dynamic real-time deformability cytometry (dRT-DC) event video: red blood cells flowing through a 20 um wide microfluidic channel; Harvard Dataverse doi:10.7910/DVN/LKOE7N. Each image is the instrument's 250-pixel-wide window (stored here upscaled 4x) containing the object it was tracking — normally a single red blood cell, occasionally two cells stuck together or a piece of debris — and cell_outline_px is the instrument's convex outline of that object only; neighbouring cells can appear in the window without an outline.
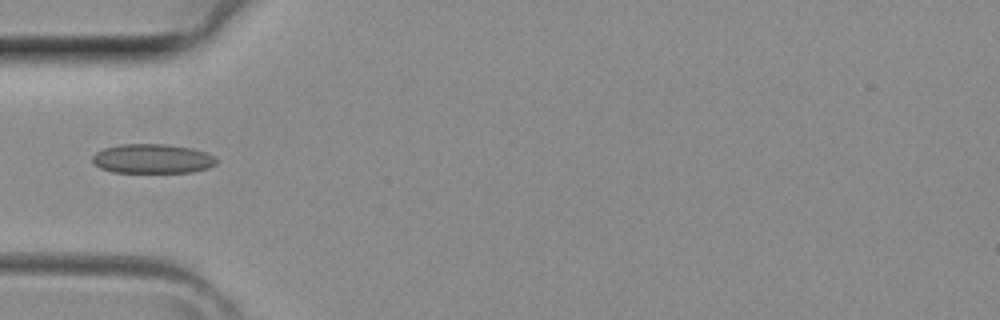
{"species": "common noctule bat (a hibernating species)", "species_latin": "Nyctalus noctula", "temperature_condition": "room temperature", "stored_images_in_passage": 2, "camera_frame_rate_fps": 3000, "um_per_image_px": 0.085, "animal": {"sex": "female", "body_mass_g": 29.2, "forearm_length_mm": 56.3}, "frame": {"image": 1, "passage_image": 2, "time_ms": 0.333, "image_size_px": [1000, 320], "cell_outline_px": [[216, 164], [208, 168], [192, 172], [112, 172], [100, 168], [92, 164], [92, 156], [96, 152], [104, 148], [120, 144], [164, 144], [192, 148], [216, 156]], "centroid_in_image_um": [12.93, 13.49], "position_along_channel_um": 72.1, "area_um2": 21.33}}